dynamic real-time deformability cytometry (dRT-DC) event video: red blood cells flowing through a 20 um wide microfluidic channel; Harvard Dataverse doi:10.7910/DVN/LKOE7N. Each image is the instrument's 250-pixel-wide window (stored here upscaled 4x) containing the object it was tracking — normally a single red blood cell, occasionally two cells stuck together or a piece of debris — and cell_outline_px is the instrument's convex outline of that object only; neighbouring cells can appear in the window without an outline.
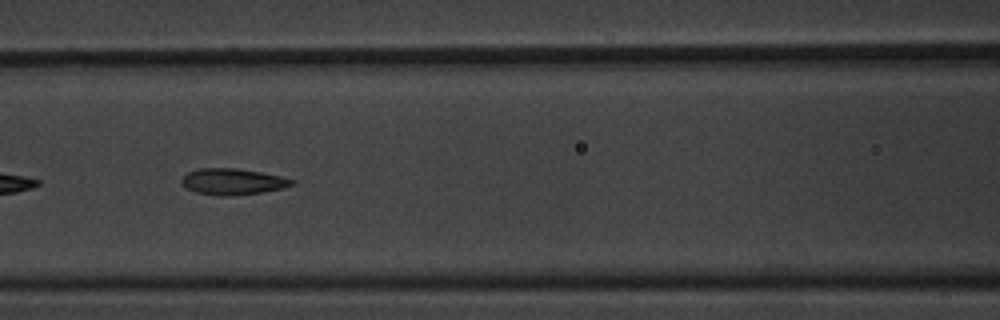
{"species": "common noctule bat (a hibernating species)", "species_latin": "Nyctalus noctula", "temperature_condition": "warm", "stored_images_in_passage": 12, "camera_frame_rate_fps": 3000, "um_per_image_px": 0.085, "animal": {"sex": "male", "body_mass_g": 20.1, "forearm_length_mm": 53.5}, "frame": {"image": 1, "passage_image": 7, "time_ms": 2.0, "image_size_px": [1000, 320], "cell_outline_px": [[296, 184], [284, 188], [264, 192], [232, 196], [216, 196], [196, 192], [188, 188], [180, 180], [188, 172], [200, 168], [236, 168], [260, 172], [280, 176], [296, 180]], "centroid_in_image_um": [19.83, 15.44], "position_along_channel_um": 146.8, "area_um2": 16.94}}
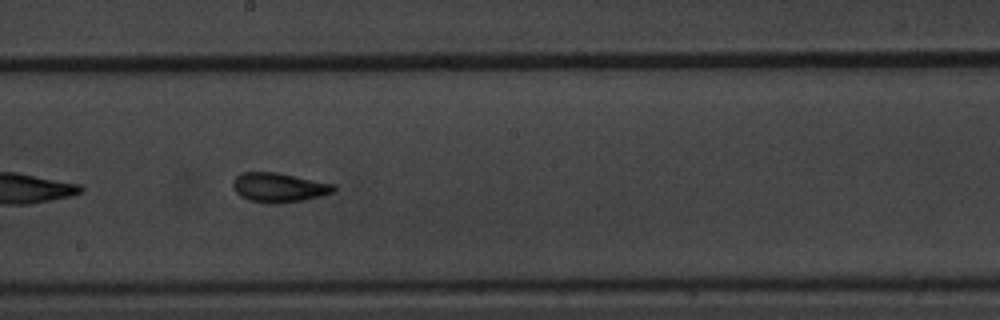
{"frame": {"image": 2, "passage_image": 9, "time_ms": 2.667, "image_size_px": [1000, 320], "cell_outline_px": [[336, 188], [332, 192], [320, 196], [304, 200], [280, 204], [272, 204], [248, 200], [240, 196], [232, 188], [232, 180], [236, 176], [244, 172], [276, 172], [336, 184]], "centroid_in_image_um": [23.69, 15.94], "position_along_channel_um": 224.5, "area_um2": 17.46}}
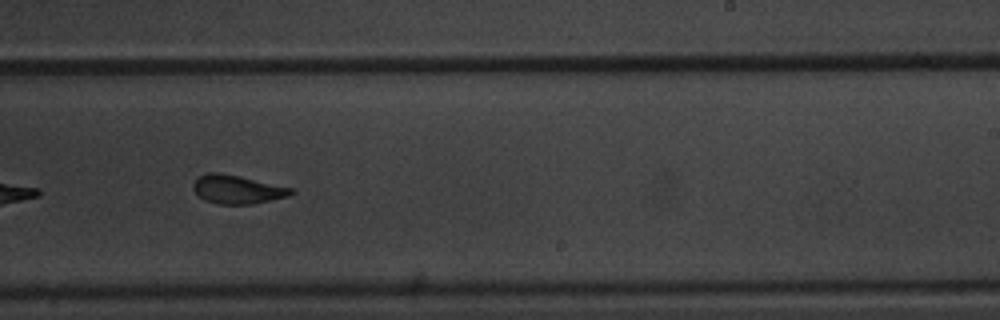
{"frame": {"image": 3, "passage_image": 10, "time_ms": 3.0, "image_size_px": [1000, 320], "cell_outline_px": [[296, 192], [288, 196], [252, 204], [220, 204], [204, 200], [192, 188], [192, 184], [200, 176], [208, 172], [216, 172], [240, 176], [292, 188]], "centroid_in_image_um": [20.17, 16.1], "position_along_channel_um": 268.8, "area_um2": 16.13}}